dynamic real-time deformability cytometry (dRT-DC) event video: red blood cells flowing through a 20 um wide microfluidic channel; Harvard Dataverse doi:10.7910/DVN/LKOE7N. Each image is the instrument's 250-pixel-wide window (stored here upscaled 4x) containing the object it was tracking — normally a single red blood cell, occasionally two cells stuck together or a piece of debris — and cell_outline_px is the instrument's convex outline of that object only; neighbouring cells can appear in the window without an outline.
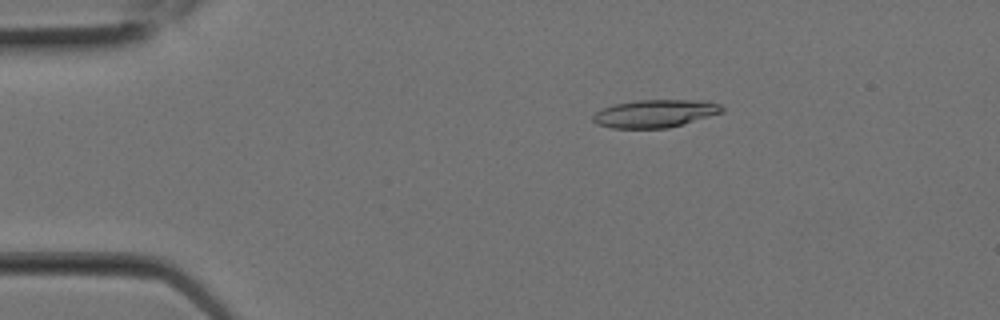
{"species": "Egyptian fruit bat (a non-hibernating species)", "species_latin": "Rousettus aegyptiacus", "temperature_condition": "room temperature", "stored_images_in_passage": 2, "camera_frame_rate_fps": 3000, "um_per_image_px": 0.085, "animal": {"sex": "female"}, "frame": {"image": 1, "passage_image": 2, "time_ms": 0.333, "image_size_px": [1000, 320], "cell_outline_px": [[724, 112], [668, 128], [612, 128], [596, 124], [592, 120], [592, 116], [596, 112], [604, 108], [616, 104], [636, 100], [692, 100], [720, 104], [724, 108]], "centroid_in_image_um": [55.66, 9.65], "position_along_channel_um": 29.3, "area_um2": 20.69}}